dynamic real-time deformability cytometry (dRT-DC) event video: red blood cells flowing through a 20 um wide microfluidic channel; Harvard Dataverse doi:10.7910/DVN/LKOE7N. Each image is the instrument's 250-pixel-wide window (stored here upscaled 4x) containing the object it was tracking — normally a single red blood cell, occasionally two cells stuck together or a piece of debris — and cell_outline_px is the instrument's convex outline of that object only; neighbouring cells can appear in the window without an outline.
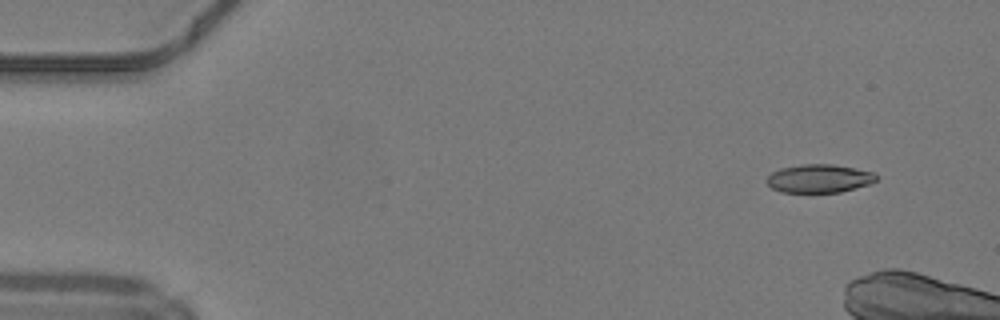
{"species": "common noctule bat (a hibernating species)", "species_latin": "Nyctalus noctula", "temperature_condition": "warm", "stored_images_in_passage": 7, "camera_frame_rate_fps": 3000, "um_per_image_px": 0.085, "animal": {"sex": "male", "body_mass_g": 19.2, "forearm_length_mm": 51.8}, "frame": {"image": 1, "passage_image": 1, "time_ms": 0.0, "image_size_px": [1000, 320], "cell_outline_px": [[880, 176], [876, 180], [868, 184], [840, 192], [780, 192], [772, 188], [768, 184], [768, 176], [772, 172], [780, 168], [800, 164], [832, 164], [876, 172]], "centroid_in_image_um": [69.65, 15.16], "position_along_channel_um": 15.3, "area_um2": 18.09}}